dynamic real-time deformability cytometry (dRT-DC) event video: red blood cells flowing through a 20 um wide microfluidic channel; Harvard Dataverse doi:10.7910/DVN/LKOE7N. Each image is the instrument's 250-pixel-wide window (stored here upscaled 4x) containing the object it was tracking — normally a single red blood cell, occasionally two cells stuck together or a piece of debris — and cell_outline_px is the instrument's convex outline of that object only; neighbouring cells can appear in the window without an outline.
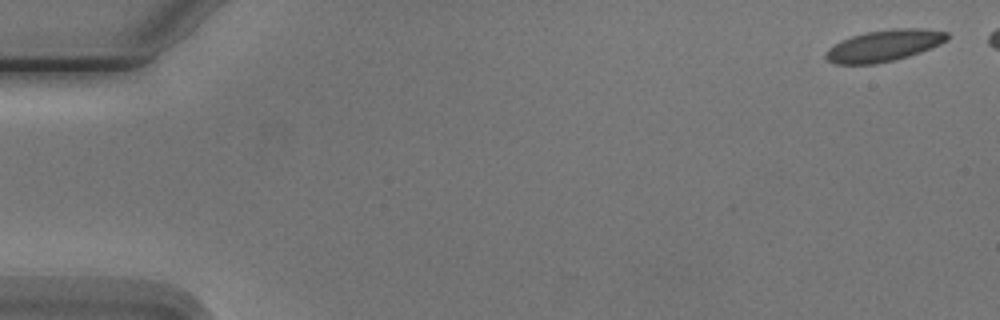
{"species": "Egyptian fruit bat (a non-hibernating species)", "species_latin": "Rousettus aegyptiacus", "temperature_condition": "cold", "stored_images_in_passage": 5, "camera_frame_rate_fps": 3000, "um_per_image_px": 0.085, "animal": {"sex": "male"}, "frame": {"image": 1, "passage_image": 1, "time_ms": 0.0, "image_size_px": [1000, 320], "cell_outline_px": [[948, 40], [940, 44], [920, 52], [908, 56], [876, 64], [836, 64], [828, 60], [824, 56], [828, 48], [852, 36], [868, 32], [892, 28], [924, 28], [948, 32]], "centroid_in_image_um": [75.18, 3.87], "position_along_channel_um": 9.8, "area_um2": 22.08}}